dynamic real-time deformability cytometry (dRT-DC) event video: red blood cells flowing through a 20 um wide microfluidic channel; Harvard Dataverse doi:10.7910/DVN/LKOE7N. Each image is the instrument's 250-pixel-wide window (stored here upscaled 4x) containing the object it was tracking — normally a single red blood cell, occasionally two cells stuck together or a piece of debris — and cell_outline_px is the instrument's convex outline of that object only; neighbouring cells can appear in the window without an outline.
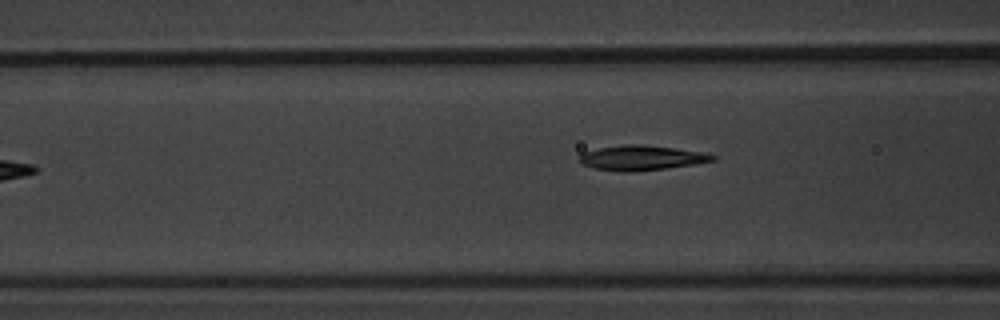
{"species": "common noctule bat (a hibernating species)", "species_latin": "Nyctalus noctula", "temperature_condition": "warm", "stored_images_in_passage": 4, "camera_frame_rate_fps": 3000, "um_per_image_px": 0.085, "animal": {"sex": "male", "body_mass_g": 20.1, "forearm_length_mm": 53.5}, "frame": {"image": 1, "passage_image": 4, "time_ms": 3.667, "image_size_px": [1000, 320], "cell_outline_px": [[716, 160], [696, 164], [632, 172], [624, 172], [592, 168], [580, 164], [576, 160], [580, 152], [600, 148], [624, 144], [640, 144], [708, 152], [716, 156]], "centroid_in_image_um": [54.48, 13.41], "position_along_channel_um": 112.1, "area_um2": 19.65}}